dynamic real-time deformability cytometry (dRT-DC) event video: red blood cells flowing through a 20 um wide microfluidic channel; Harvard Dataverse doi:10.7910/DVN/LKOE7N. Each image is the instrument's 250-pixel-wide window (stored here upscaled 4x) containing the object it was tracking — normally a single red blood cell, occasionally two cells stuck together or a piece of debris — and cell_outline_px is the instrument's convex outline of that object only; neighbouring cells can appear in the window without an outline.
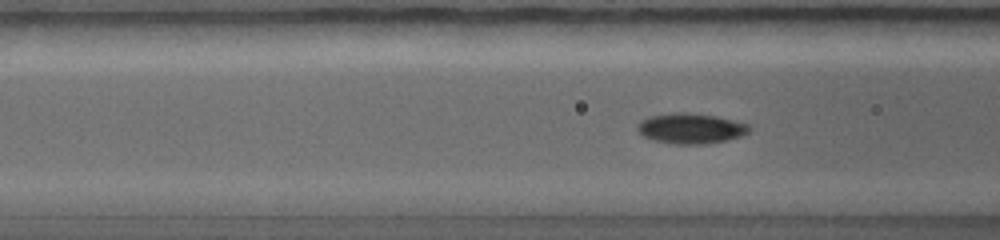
{"species": "common noctule bat (a hibernating species)", "species_latin": "Nyctalus noctula", "temperature_condition": "warm", "stored_images_in_passage": 48, "camera_frame_rate_fps": 5000, "um_per_image_px": 0.085, "animal": {"sex": "female", "body_mass_g": 19.0, "forearm_length_mm": 56.7}, "frame": {"image": 1, "passage_image": 13, "time_ms": 2.4, "image_size_px": [1000, 240], "cell_outline_px": [[752, 128], [744, 136], [728, 140], [704, 144], [672, 144], [652, 140], [644, 136], [636, 128], [640, 120], [648, 116], [672, 112], [692, 112], [716, 116], [748, 124]], "centroid_in_image_um": [58.72, 10.91], "position_along_channel_um": 107.9, "area_um2": 20.11}}
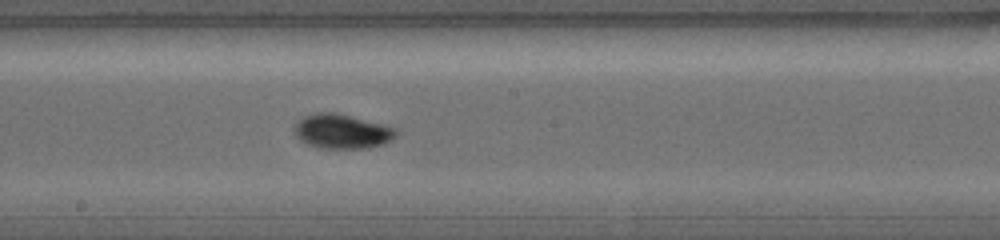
{"frame": {"image": 2, "passage_image": 23, "time_ms": 4.2, "image_size_px": [1000, 240], "cell_outline_px": [[396, 136], [392, 140], [384, 144], [368, 148], [316, 148], [300, 140], [296, 136], [296, 124], [304, 116], [316, 112], [336, 112], [396, 128]], "centroid_in_image_um": [29.08, 11.17], "position_along_channel_um": 219.1, "area_um2": 20.29}}
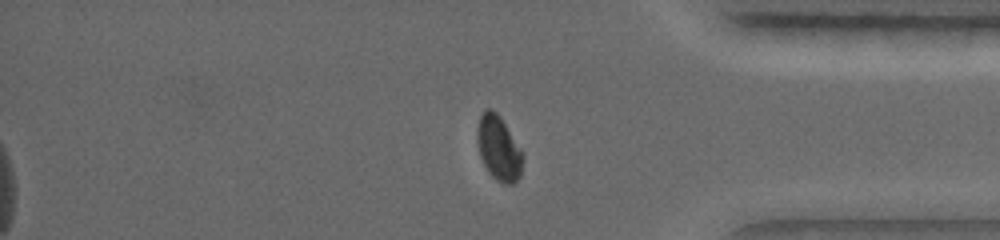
{"frame": {"image": 3, "passage_image": 40, "time_ms": 7.2, "image_size_px": [1000, 240], "cell_outline_px": [[524, 156], [520, 176], [512, 184], [504, 184], [496, 180], [488, 172], [480, 156], [476, 136], [476, 128], [480, 116], [484, 108], [492, 108], [500, 116], [524, 152]], "centroid_in_image_um": [42.39, 12.57], "position_along_channel_um": 392.8, "area_um2": 17.51}}